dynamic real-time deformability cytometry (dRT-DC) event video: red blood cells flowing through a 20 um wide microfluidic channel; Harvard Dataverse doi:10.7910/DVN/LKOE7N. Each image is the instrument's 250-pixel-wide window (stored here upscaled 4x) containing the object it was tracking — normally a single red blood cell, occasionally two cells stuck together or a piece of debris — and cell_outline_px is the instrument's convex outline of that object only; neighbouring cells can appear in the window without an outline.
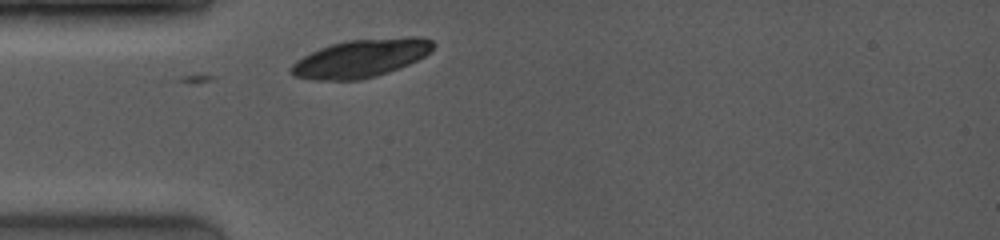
{"species": "common noctule bat (a hibernating species)", "species_latin": "Nyctalus noctula", "temperature_condition": "room temperature", "stored_images_in_passage": 1, "camera_frame_rate_fps": 4000, "um_per_image_px": 0.085, "animal": {"sex": "female", "body_mass_g": 19.0, "forearm_length_mm": 53.3}, "frame": {"image": 1, "passage_image": 1, "time_ms": 0.0, "image_size_px": [1000, 240], "cell_outline_px": [[436, 44], [424, 56], [408, 64], [388, 72], [376, 76], [360, 80], [312, 80], [292, 76], [288, 72], [288, 68], [296, 60], [320, 48], [332, 44], [348, 40], [412, 36], [420, 36], [432, 40]], "centroid_in_image_um": [30.64, 4.96], "position_along_channel_um": 54.4, "area_um2": 31.62}}